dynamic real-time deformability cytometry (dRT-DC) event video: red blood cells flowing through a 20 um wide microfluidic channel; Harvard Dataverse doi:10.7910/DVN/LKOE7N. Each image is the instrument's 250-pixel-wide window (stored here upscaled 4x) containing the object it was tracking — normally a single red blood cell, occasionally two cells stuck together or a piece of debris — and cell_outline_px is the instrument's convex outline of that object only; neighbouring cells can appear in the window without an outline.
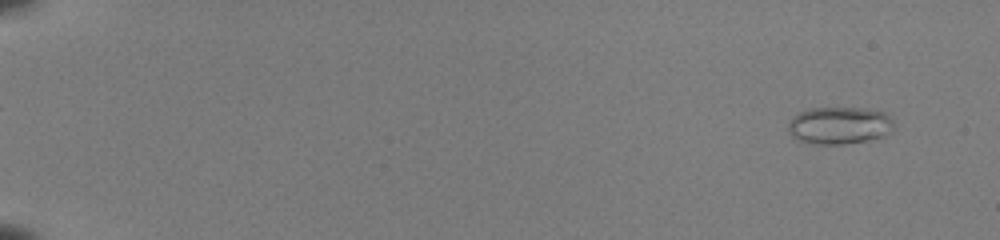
{"species": "common noctule bat (a hibernating species)", "species_latin": "Nyctalus noctula", "temperature_condition": "room temperature", "stored_images_in_passage": 53, "camera_frame_rate_fps": 3000, "um_per_image_px": 0.085, "animal": {"sex": "female", "body_mass_g": 22.0, "forearm_length_mm": 56.7}, "frame": {"image": 1, "passage_image": 4, "time_ms": 1.0, "image_size_px": [1000, 240], "cell_outline_px": [[892, 124], [880, 136], [864, 140], [844, 144], [820, 144], [800, 140], [788, 128], [788, 124], [800, 112], [812, 108], [860, 108], [884, 112], [892, 120]], "centroid_in_image_um": [71.31, 10.64], "position_along_channel_um": 13.7, "area_um2": 21.85}}
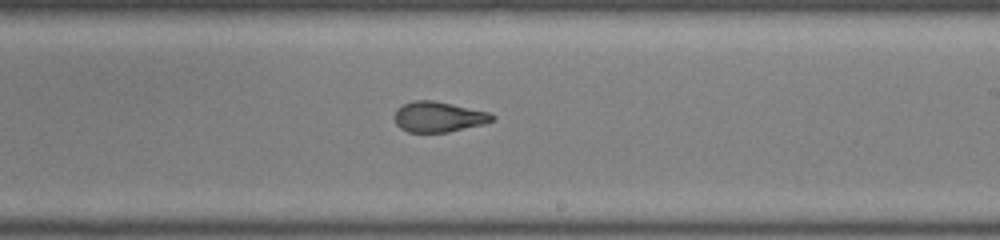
{"frame": {"image": 2, "passage_image": 35, "time_ms": 11.333, "image_size_px": [1000, 240], "cell_outline_px": [[496, 120], [484, 124], [448, 132], [408, 132], [400, 128], [396, 124], [392, 116], [396, 108], [412, 100], [432, 100], [492, 112], [496, 116]], "centroid_in_image_um": [37.28, 9.93], "position_along_channel_um": 251.7, "area_um2": 17.69}}
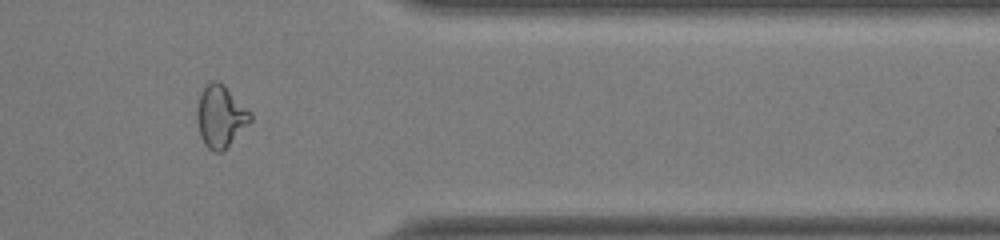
{"frame": {"image": 3, "passage_image": 46, "time_ms": 15.0, "image_size_px": [1000, 240], "cell_outline_px": [[252, 120], [220, 152], [212, 152], [204, 144], [200, 136], [196, 120], [196, 108], [200, 92], [212, 80], [220, 80], [252, 112]], "centroid_in_image_um": [18.72, 9.85], "position_along_channel_um": 392.7, "area_um2": 19.36}, "authors_computed_cell_mechanics": {"area_um2": 19.1896, "velocity_mm_per_s": 4.0245, "shape_relaxation_time_tau1_ms": null, "shape_relaxation_time_tau2_ms": 1.051, "deformation_change_tau1": null, "deformation_change_tau2": 0.0806}}